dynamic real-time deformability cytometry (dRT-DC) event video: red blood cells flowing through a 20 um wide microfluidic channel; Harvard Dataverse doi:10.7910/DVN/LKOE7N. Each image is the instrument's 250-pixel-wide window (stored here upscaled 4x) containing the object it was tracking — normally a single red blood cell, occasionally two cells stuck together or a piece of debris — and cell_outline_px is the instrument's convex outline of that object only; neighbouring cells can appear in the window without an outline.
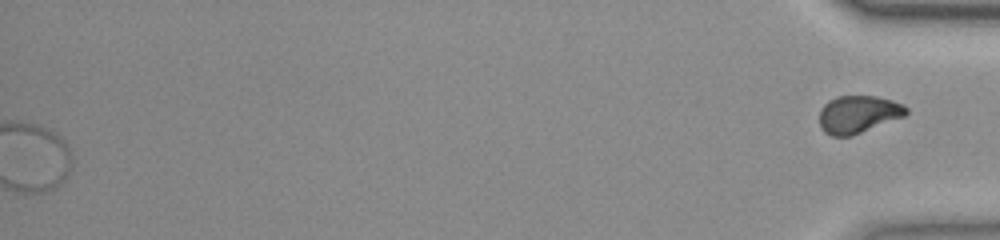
{"species": "common noctule bat (a hibernating species)", "species_latin": "Nyctalus noctula", "temperature_condition": "room temperature", "stored_images_in_passage": 56, "segment_of_instrument_passage": [2, 2], "camera_frame_rate_fps": 3000, "um_per_image_px": 0.085, "animal": {"sex": "female", "body_mass_g": 23.0, "forearm_length_mm": 53.4}, "frame": {"image": 1, "passage_image": 56, "time_ms": 18.333, "image_size_px": [1000, 240], "cell_outline_px": [[908, 112], [904, 116], [852, 136], [832, 136], [824, 132], [820, 128], [820, 108], [828, 100], [836, 96], [876, 96], [892, 100], [904, 104], [908, 108]], "centroid_in_image_um": [72.94, 9.71], "position_along_channel_um": 362.3, "area_um2": 19.13}}